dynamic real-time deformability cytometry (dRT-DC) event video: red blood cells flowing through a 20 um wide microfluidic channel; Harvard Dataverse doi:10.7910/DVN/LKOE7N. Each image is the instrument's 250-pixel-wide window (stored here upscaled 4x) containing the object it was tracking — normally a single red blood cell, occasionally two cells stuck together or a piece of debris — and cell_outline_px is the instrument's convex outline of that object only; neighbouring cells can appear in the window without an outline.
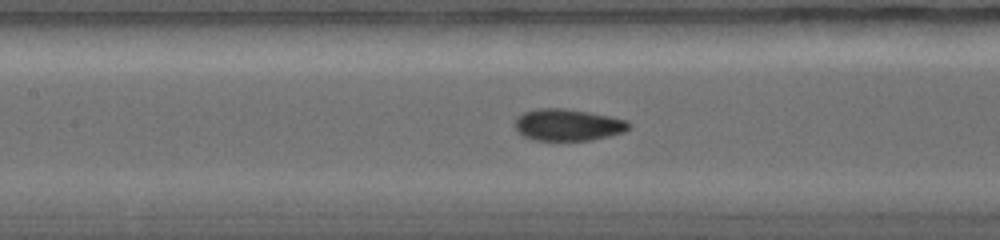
{"species": "common noctule bat (a hibernating species)", "species_latin": "Nyctalus noctula", "temperature_condition": "warm", "stored_images_in_passage": 28, "camera_frame_rate_fps": 5000, "um_per_image_px": 0.085, "animal": {"sex": "female", "body_mass_g": 19.0, "forearm_length_mm": 56.7}, "frame": {"image": 1, "passage_image": 10, "time_ms": 4.6, "image_size_px": [1000, 240], "cell_outline_px": [[632, 124], [624, 132], [592, 140], [532, 140], [524, 136], [516, 128], [516, 116], [524, 112], [536, 108], [564, 108], [588, 112], [628, 120]], "centroid_in_image_um": [48.27, 10.61], "position_along_channel_um": 159.1, "area_um2": 21.04}}
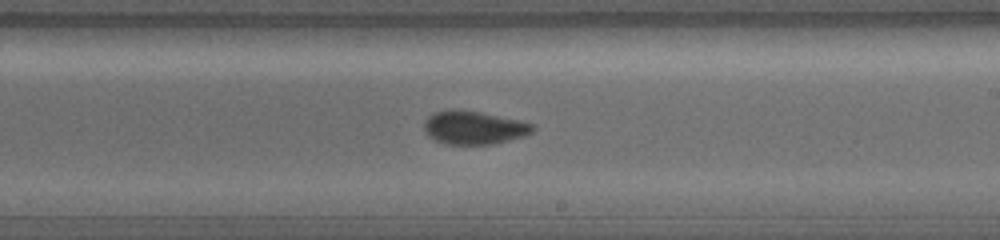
{"frame": {"image": 2, "passage_image": 14, "time_ms": 6.4, "image_size_px": [1000, 240], "cell_outline_px": [[536, 128], [532, 132], [524, 136], [492, 144], [448, 144], [436, 140], [428, 136], [424, 132], [424, 120], [428, 116], [436, 112], [480, 112], [520, 120], [532, 124]], "centroid_in_image_um": [40.31, 10.88], "position_along_channel_um": 248.7, "area_um2": 20.46}}
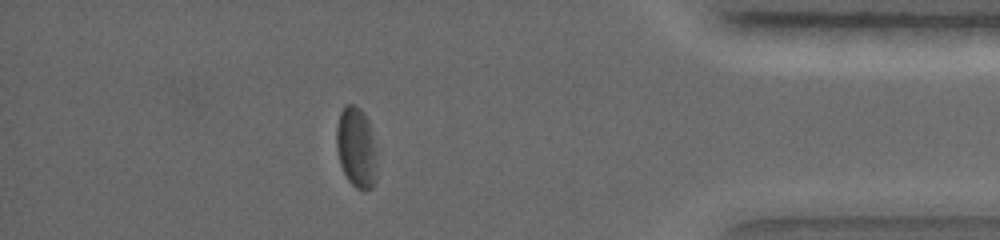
{"frame": {"image": 3, "passage_image": 22, "time_ms": 10.2, "image_size_px": [1000, 240], "cell_outline_px": [[376, 180], [372, 188], [364, 192], [356, 188], [348, 180], [340, 164], [336, 148], [336, 128], [340, 112], [348, 104], [356, 104], [364, 112], [368, 120], [376, 152]], "centroid_in_image_um": [30.28, 12.56], "position_along_channel_um": 404.9, "area_um2": 19.19}}